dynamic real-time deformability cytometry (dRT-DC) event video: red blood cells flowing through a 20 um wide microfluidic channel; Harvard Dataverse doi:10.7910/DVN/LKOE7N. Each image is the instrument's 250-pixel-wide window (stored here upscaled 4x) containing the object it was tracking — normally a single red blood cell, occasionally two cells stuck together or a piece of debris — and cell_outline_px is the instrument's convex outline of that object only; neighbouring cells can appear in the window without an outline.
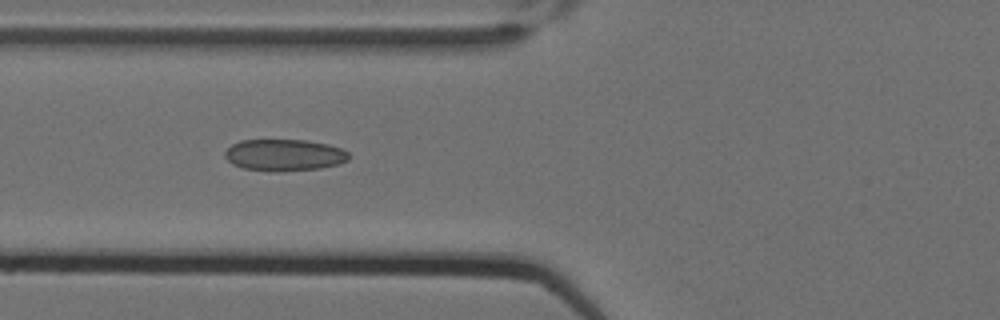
{"species": "Egyptian fruit bat (a non-hibernating species)", "species_latin": "Rousettus aegyptiacus", "temperature_condition": "cold", "stored_images_in_passage": 7, "camera_frame_rate_fps": 3000, "um_per_image_px": 0.085, "animal": {"sex": "female"}, "frame": {"image": 1, "passage_image": 6, "time_ms": 1.667, "image_size_px": [1000, 320], "cell_outline_px": [[352, 156], [348, 160], [340, 164], [320, 168], [276, 172], [272, 172], [244, 168], [232, 164], [224, 156], [224, 152], [232, 144], [240, 140], [304, 140], [328, 144], [340, 148], [348, 152]], "centroid_in_image_um": [24.18, 13.18], "position_along_channel_um": 101.6, "area_um2": 23.06}}
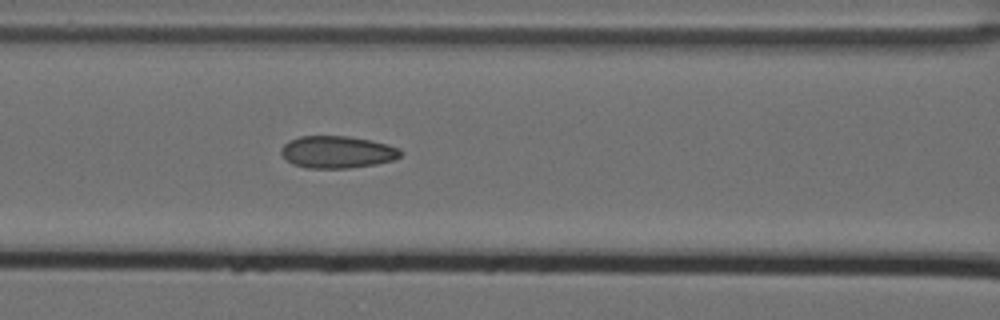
{"frame": {"image": 2, "passage_image": 7, "time_ms": 2.0, "image_size_px": [1000, 320], "cell_outline_px": [[404, 152], [396, 160], [376, 164], [348, 168], [304, 168], [292, 164], [280, 152], [280, 148], [288, 140], [300, 136], [348, 136], [372, 140], [388, 144], [400, 148]], "centroid_in_image_um": [28.69, 12.92], "position_along_channel_um": 137.9, "area_um2": 22.72}}